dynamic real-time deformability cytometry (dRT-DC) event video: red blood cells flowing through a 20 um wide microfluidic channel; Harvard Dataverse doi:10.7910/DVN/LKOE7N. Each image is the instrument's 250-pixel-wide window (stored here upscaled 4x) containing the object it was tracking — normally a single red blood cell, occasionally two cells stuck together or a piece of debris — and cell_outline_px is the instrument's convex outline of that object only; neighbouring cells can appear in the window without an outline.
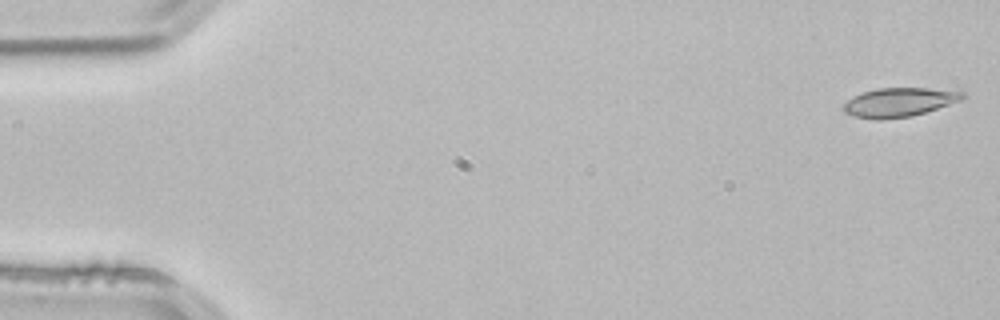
{"species": "common noctule bat (a hibernating species)", "species_latin": "Nyctalus noctula", "temperature_condition": "room temperature", "stored_images_in_passage": 52, "camera_frame_rate_fps": 3000, "um_per_image_px": 0.085, "animal": {"sex": "male", "body_mass_g": 21.5, "forearm_length_mm": 52.0}, "frame": {"image": 1, "passage_image": 1, "time_ms": 0.0, "image_size_px": [1000, 320], "cell_outline_px": [[964, 96], [960, 100], [912, 116], [880, 120], [876, 120], [852, 116], [844, 112], [844, 104], [852, 96], [860, 92], [876, 88], [928, 88], [964, 92]], "centroid_in_image_um": [76.35, 8.69], "position_along_channel_um": 8.7, "area_um2": 20.0}}
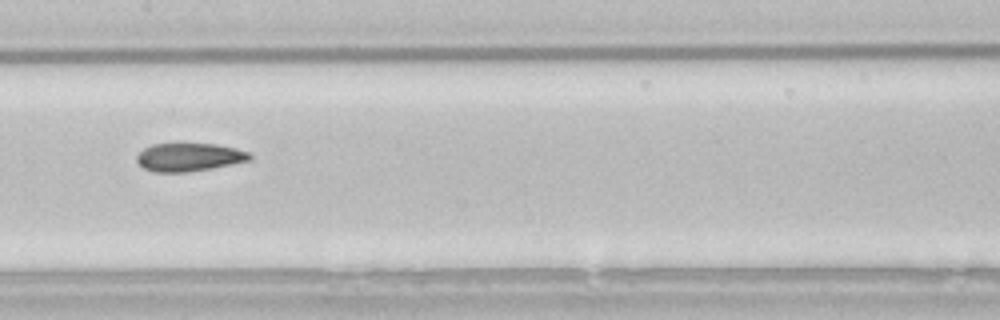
{"frame": {"image": 2, "passage_image": 26, "time_ms": 8.333, "image_size_px": [1000, 320], "cell_outline_px": [[252, 160], [212, 168], [188, 172], [156, 172], [144, 168], [136, 160], [136, 156], [144, 148], [152, 144], [216, 144], [236, 148], [252, 152]], "centroid_in_image_um": [16.12, 13.36], "position_along_channel_um": 191.3, "area_um2": 18.61}}
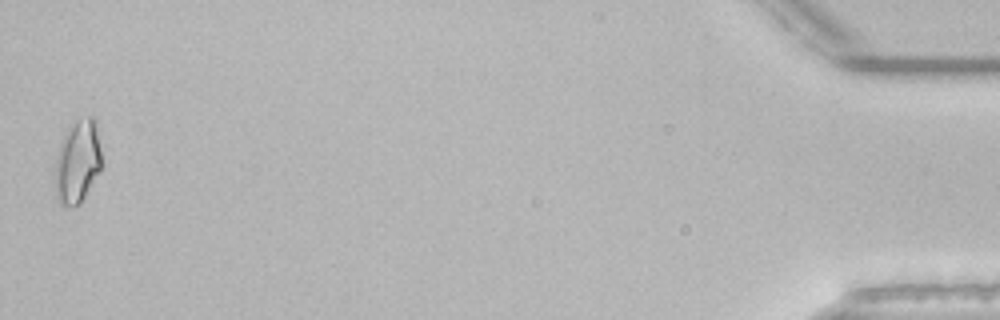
{"frame": {"image": 3, "passage_image": 52, "time_ms": 17.0, "image_size_px": [1000, 320], "cell_outline_px": [[104, 164], [100, 172], [80, 204], [72, 208], [68, 208], [60, 204], [56, 196], [56, 160], [60, 144], [72, 120], [88, 116], [96, 116]], "centroid_in_image_um": [6.66, 13.71], "position_along_channel_um": 428.5, "area_um2": 23.35}, "authors_computed_cell_mechanics": {"area_um2": 19.2474, "velocity_mm_per_s": 3.8568, "shape_relaxation_time_tau1_ms": null, "shape_relaxation_time_tau2_ms": 4.5404, "deformation_change_tau1": null, "deformation_change_tau2": 0.1125}}